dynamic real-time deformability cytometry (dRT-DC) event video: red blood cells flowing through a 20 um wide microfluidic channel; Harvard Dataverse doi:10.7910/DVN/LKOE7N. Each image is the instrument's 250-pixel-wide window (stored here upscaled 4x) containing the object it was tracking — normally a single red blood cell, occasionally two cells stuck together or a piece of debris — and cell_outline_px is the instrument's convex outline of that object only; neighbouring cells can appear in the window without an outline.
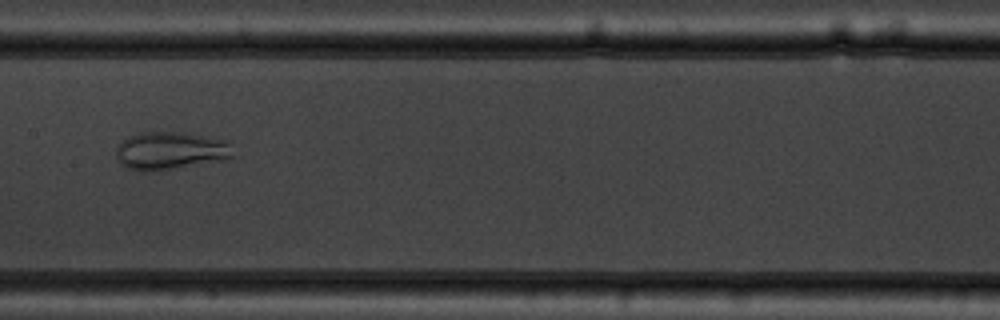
{"species": "common noctule bat (a hibernating species)", "species_latin": "Nyctalus noctula", "temperature_condition": "warm", "stored_images_in_passage": 50, "camera_frame_rate_fps": 3000, "um_per_image_px": 0.085, "animal": {"sex": "male", "body_mass_g": 19.5, "forearm_length_mm": 54.6}, "frame": {"image": 1, "passage_image": 23, "time_ms": 7.333, "image_size_px": [1000, 320], "cell_outline_px": [[232, 156], [228, 160], [152, 172], [140, 172], [128, 168], [120, 164], [116, 156], [116, 148], [124, 140], [140, 132], [184, 132], [228, 140]], "centroid_in_image_um": [14.49, 12.83], "position_along_channel_um": 192.9, "area_um2": 26.07}}
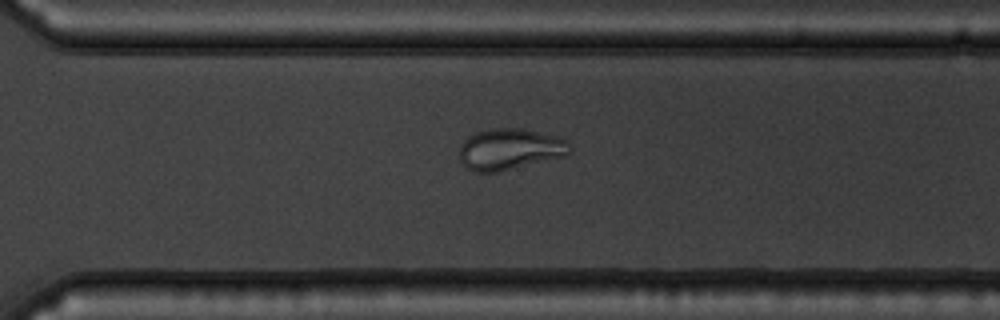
{"frame": {"image": 2, "passage_image": 34, "time_ms": 11.0, "image_size_px": [1000, 320], "cell_outline_px": [[572, 148], [564, 156], [500, 172], [472, 172], [460, 160], [460, 144], [468, 136], [476, 132], [492, 128], [520, 128], [568, 140]], "centroid_in_image_um": [43.31, 12.69], "position_along_channel_um": 327.3, "area_um2": 26.41}}
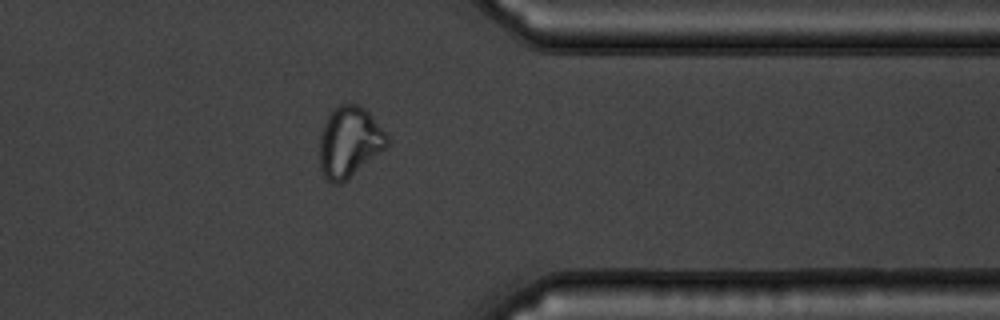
{"frame": {"image": 3, "passage_image": 39, "time_ms": 12.667, "image_size_px": [1000, 320], "cell_outline_px": [[388, 148], [348, 180], [340, 184], [332, 184], [324, 176], [320, 168], [320, 136], [324, 124], [332, 108], [340, 104], [356, 104], [364, 108], [368, 112], [388, 136]], "centroid_in_image_um": [29.71, 12.11], "position_along_channel_um": 381.7, "area_um2": 28.09}, "authors_computed_cell_mechanics": {"area_um2": 28.6399, "velocity_mm_per_s": 3.6888, "shape_relaxation_time_tau1_ms": null, "shape_relaxation_time_tau2_ms": 1.6124, "deformation_change_tau1": null, "deformation_change_tau2": 0.0642}}